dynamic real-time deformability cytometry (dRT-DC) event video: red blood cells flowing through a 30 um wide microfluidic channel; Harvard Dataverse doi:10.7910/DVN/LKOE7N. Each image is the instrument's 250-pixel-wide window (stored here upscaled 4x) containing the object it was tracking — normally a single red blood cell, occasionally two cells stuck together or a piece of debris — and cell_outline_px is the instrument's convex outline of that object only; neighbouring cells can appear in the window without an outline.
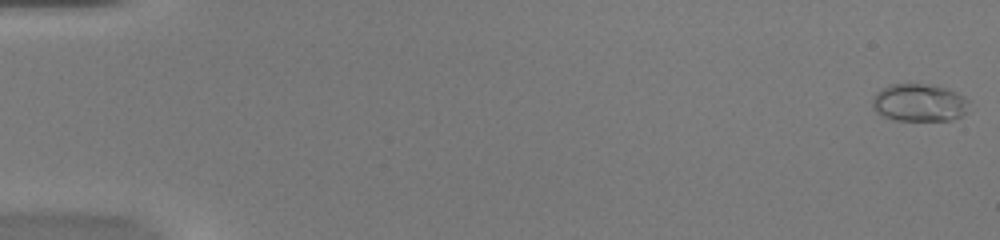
{"species": "common noctule bat (a hibernating species)", "species_latin": "Nyctalus noctula", "temperature_condition": "warm", "stored_images_in_passage": 17, "camera_frame_rate_fps": 3000, "um_per_image_px": 0.085, "animal": {"sex": "female", "body_mass_g": 20.0, "forearm_length_mm": 54.0}, "frame": {"image": 1, "passage_image": 1, "time_ms": 0.0, "image_size_px": [1000, 240], "cell_outline_px": [[968, 100], [964, 112], [960, 116], [952, 120], [896, 120], [884, 116], [876, 112], [872, 108], [872, 100], [876, 92], [888, 84], [932, 84], [948, 88], [964, 96]], "centroid_in_image_um": [78.1, 8.71], "position_along_channel_um": 6.9, "area_um2": 21.21}}
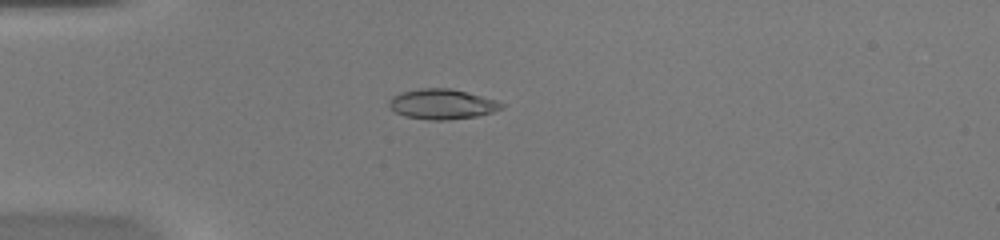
{"frame": {"image": 2, "passage_image": 15, "time_ms": 4.667, "image_size_px": [1000, 240], "cell_outline_px": [[504, 108], [492, 112], [476, 116], [448, 120], [428, 120], [404, 116], [396, 112], [388, 104], [388, 100], [392, 96], [400, 92], [420, 88], [448, 88], [496, 100], [504, 104]], "centroid_in_image_um": [37.54, 8.85], "position_along_channel_um": 47.5, "area_um2": 19.65}}